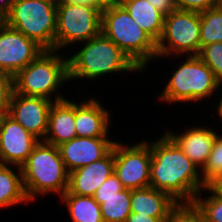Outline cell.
Masks as SVG:
<instances>
[{
  "label": "cell",
  "mask_w": 222,
  "mask_h": 222,
  "mask_svg": "<svg viewBox=\"0 0 222 222\" xmlns=\"http://www.w3.org/2000/svg\"><path fill=\"white\" fill-rule=\"evenodd\" d=\"M198 56L213 71L219 82H222V42L204 46Z\"/></svg>",
  "instance_id": "cell-27"
},
{
  "label": "cell",
  "mask_w": 222,
  "mask_h": 222,
  "mask_svg": "<svg viewBox=\"0 0 222 222\" xmlns=\"http://www.w3.org/2000/svg\"><path fill=\"white\" fill-rule=\"evenodd\" d=\"M189 157V159L199 167L201 170L206 164L211 152L213 142L215 140L216 132L212 128L198 126L194 128H187L178 135L177 133L165 132Z\"/></svg>",
  "instance_id": "cell-17"
},
{
  "label": "cell",
  "mask_w": 222,
  "mask_h": 222,
  "mask_svg": "<svg viewBox=\"0 0 222 222\" xmlns=\"http://www.w3.org/2000/svg\"><path fill=\"white\" fill-rule=\"evenodd\" d=\"M168 217H151L131 212L125 222H165Z\"/></svg>",
  "instance_id": "cell-33"
},
{
  "label": "cell",
  "mask_w": 222,
  "mask_h": 222,
  "mask_svg": "<svg viewBox=\"0 0 222 222\" xmlns=\"http://www.w3.org/2000/svg\"><path fill=\"white\" fill-rule=\"evenodd\" d=\"M219 6L222 8V0H219Z\"/></svg>",
  "instance_id": "cell-39"
},
{
  "label": "cell",
  "mask_w": 222,
  "mask_h": 222,
  "mask_svg": "<svg viewBox=\"0 0 222 222\" xmlns=\"http://www.w3.org/2000/svg\"><path fill=\"white\" fill-rule=\"evenodd\" d=\"M168 193L151 186L131 190V212L151 217H168L178 205Z\"/></svg>",
  "instance_id": "cell-19"
},
{
  "label": "cell",
  "mask_w": 222,
  "mask_h": 222,
  "mask_svg": "<svg viewBox=\"0 0 222 222\" xmlns=\"http://www.w3.org/2000/svg\"><path fill=\"white\" fill-rule=\"evenodd\" d=\"M82 43L85 45L68 57L69 82L81 78L92 81L114 72H141L131 59L102 33Z\"/></svg>",
  "instance_id": "cell-2"
},
{
  "label": "cell",
  "mask_w": 222,
  "mask_h": 222,
  "mask_svg": "<svg viewBox=\"0 0 222 222\" xmlns=\"http://www.w3.org/2000/svg\"><path fill=\"white\" fill-rule=\"evenodd\" d=\"M201 177L205 186H209L218 177L222 176V136L216 134L210 155L201 169Z\"/></svg>",
  "instance_id": "cell-26"
},
{
  "label": "cell",
  "mask_w": 222,
  "mask_h": 222,
  "mask_svg": "<svg viewBox=\"0 0 222 222\" xmlns=\"http://www.w3.org/2000/svg\"><path fill=\"white\" fill-rule=\"evenodd\" d=\"M166 82L157 99L168 104L197 102L210 98L218 90L219 81L198 55H187Z\"/></svg>",
  "instance_id": "cell-6"
},
{
  "label": "cell",
  "mask_w": 222,
  "mask_h": 222,
  "mask_svg": "<svg viewBox=\"0 0 222 222\" xmlns=\"http://www.w3.org/2000/svg\"><path fill=\"white\" fill-rule=\"evenodd\" d=\"M57 50H44L14 76V91L24 96L44 97L51 101L66 99L56 93L69 81L68 57ZM54 95V96H52ZM54 97V100L53 98Z\"/></svg>",
  "instance_id": "cell-5"
},
{
  "label": "cell",
  "mask_w": 222,
  "mask_h": 222,
  "mask_svg": "<svg viewBox=\"0 0 222 222\" xmlns=\"http://www.w3.org/2000/svg\"><path fill=\"white\" fill-rule=\"evenodd\" d=\"M145 141L151 152L150 186L178 203H193L206 187L199 167L166 133L155 141Z\"/></svg>",
  "instance_id": "cell-1"
},
{
  "label": "cell",
  "mask_w": 222,
  "mask_h": 222,
  "mask_svg": "<svg viewBox=\"0 0 222 222\" xmlns=\"http://www.w3.org/2000/svg\"><path fill=\"white\" fill-rule=\"evenodd\" d=\"M116 141L109 137H75L58 146L68 173L104 158Z\"/></svg>",
  "instance_id": "cell-14"
},
{
  "label": "cell",
  "mask_w": 222,
  "mask_h": 222,
  "mask_svg": "<svg viewBox=\"0 0 222 222\" xmlns=\"http://www.w3.org/2000/svg\"><path fill=\"white\" fill-rule=\"evenodd\" d=\"M101 33L113 41L141 70L157 58V43L123 7L102 10Z\"/></svg>",
  "instance_id": "cell-4"
},
{
  "label": "cell",
  "mask_w": 222,
  "mask_h": 222,
  "mask_svg": "<svg viewBox=\"0 0 222 222\" xmlns=\"http://www.w3.org/2000/svg\"><path fill=\"white\" fill-rule=\"evenodd\" d=\"M165 16L171 11L177 10L176 0H147Z\"/></svg>",
  "instance_id": "cell-32"
},
{
  "label": "cell",
  "mask_w": 222,
  "mask_h": 222,
  "mask_svg": "<svg viewBox=\"0 0 222 222\" xmlns=\"http://www.w3.org/2000/svg\"><path fill=\"white\" fill-rule=\"evenodd\" d=\"M123 186L118 177L113 173L104 183L96 190L93 196H110L116 195V192L123 190Z\"/></svg>",
  "instance_id": "cell-31"
},
{
  "label": "cell",
  "mask_w": 222,
  "mask_h": 222,
  "mask_svg": "<svg viewBox=\"0 0 222 222\" xmlns=\"http://www.w3.org/2000/svg\"><path fill=\"white\" fill-rule=\"evenodd\" d=\"M23 186L30 202L38 195L56 193L60 197L68 189L69 173L57 146L39 141L21 166Z\"/></svg>",
  "instance_id": "cell-3"
},
{
  "label": "cell",
  "mask_w": 222,
  "mask_h": 222,
  "mask_svg": "<svg viewBox=\"0 0 222 222\" xmlns=\"http://www.w3.org/2000/svg\"><path fill=\"white\" fill-rule=\"evenodd\" d=\"M167 43V44H166ZM200 53V13L174 10L164 19L163 33L157 42V59Z\"/></svg>",
  "instance_id": "cell-8"
},
{
  "label": "cell",
  "mask_w": 222,
  "mask_h": 222,
  "mask_svg": "<svg viewBox=\"0 0 222 222\" xmlns=\"http://www.w3.org/2000/svg\"><path fill=\"white\" fill-rule=\"evenodd\" d=\"M123 0H97V8L101 11L107 8L122 6Z\"/></svg>",
  "instance_id": "cell-34"
},
{
  "label": "cell",
  "mask_w": 222,
  "mask_h": 222,
  "mask_svg": "<svg viewBox=\"0 0 222 222\" xmlns=\"http://www.w3.org/2000/svg\"><path fill=\"white\" fill-rule=\"evenodd\" d=\"M110 113L100 101L91 98L75 103L77 137H109Z\"/></svg>",
  "instance_id": "cell-16"
},
{
  "label": "cell",
  "mask_w": 222,
  "mask_h": 222,
  "mask_svg": "<svg viewBox=\"0 0 222 222\" xmlns=\"http://www.w3.org/2000/svg\"><path fill=\"white\" fill-rule=\"evenodd\" d=\"M60 201L66 204L73 222H103L100 204L93 196H79L66 191Z\"/></svg>",
  "instance_id": "cell-22"
},
{
  "label": "cell",
  "mask_w": 222,
  "mask_h": 222,
  "mask_svg": "<svg viewBox=\"0 0 222 222\" xmlns=\"http://www.w3.org/2000/svg\"><path fill=\"white\" fill-rule=\"evenodd\" d=\"M102 11L88 5L57 3L55 50L88 41L101 33Z\"/></svg>",
  "instance_id": "cell-9"
},
{
  "label": "cell",
  "mask_w": 222,
  "mask_h": 222,
  "mask_svg": "<svg viewBox=\"0 0 222 222\" xmlns=\"http://www.w3.org/2000/svg\"><path fill=\"white\" fill-rule=\"evenodd\" d=\"M43 51L35 41L0 21V73L14 77Z\"/></svg>",
  "instance_id": "cell-11"
},
{
  "label": "cell",
  "mask_w": 222,
  "mask_h": 222,
  "mask_svg": "<svg viewBox=\"0 0 222 222\" xmlns=\"http://www.w3.org/2000/svg\"><path fill=\"white\" fill-rule=\"evenodd\" d=\"M132 19L157 43L163 33L165 15L147 0H123Z\"/></svg>",
  "instance_id": "cell-20"
},
{
  "label": "cell",
  "mask_w": 222,
  "mask_h": 222,
  "mask_svg": "<svg viewBox=\"0 0 222 222\" xmlns=\"http://www.w3.org/2000/svg\"><path fill=\"white\" fill-rule=\"evenodd\" d=\"M214 42H222V8L220 6L200 13V50Z\"/></svg>",
  "instance_id": "cell-24"
},
{
  "label": "cell",
  "mask_w": 222,
  "mask_h": 222,
  "mask_svg": "<svg viewBox=\"0 0 222 222\" xmlns=\"http://www.w3.org/2000/svg\"><path fill=\"white\" fill-rule=\"evenodd\" d=\"M113 173L114 150L112 149L104 158L70 172L67 191L79 196H93Z\"/></svg>",
  "instance_id": "cell-15"
},
{
  "label": "cell",
  "mask_w": 222,
  "mask_h": 222,
  "mask_svg": "<svg viewBox=\"0 0 222 222\" xmlns=\"http://www.w3.org/2000/svg\"><path fill=\"white\" fill-rule=\"evenodd\" d=\"M100 204L103 222H125L131 214V190L123 189L116 195L93 196Z\"/></svg>",
  "instance_id": "cell-23"
},
{
  "label": "cell",
  "mask_w": 222,
  "mask_h": 222,
  "mask_svg": "<svg viewBox=\"0 0 222 222\" xmlns=\"http://www.w3.org/2000/svg\"><path fill=\"white\" fill-rule=\"evenodd\" d=\"M77 137L75 128V101L63 99L53 102L48 117L44 142L59 146Z\"/></svg>",
  "instance_id": "cell-18"
},
{
  "label": "cell",
  "mask_w": 222,
  "mask_h": 222,
  "mask_svg": "<svg viewBox=\"0 0 222 222\" xmlns=\"http://www.w3.org/2000/svg\"><path fill=\"white\" fill-rule=\"evenodd\" d=\"M57 3H66L73 5H88L91 7H97V0H59Z\"/></svg>",
  "instance_id": "cell-36"
},
{
  "label": "cell",
  "mask_w": 222,
  "mask_h": 222,
  "mask_svg": "<svg viewBox=\"0 0 222 222\" xmlns=\"http://www.w3.org/2000/svg\"><path fill=\"white\" fill-rule=\"evenodd\" d=\"M209 187L222 198V176L218 177L215 181H213Z\"/></svg>",
  "instance_id": "cell-37"
},
{
  "label": "cell",
  "mask_w": 222,
  "mask_h": 222,
  "mask_svg": "<svg viewBox=\"0 0 222 222\" xmlns=\"http://www.w3.org/2000/svg\"><path fill=\"white\" fill-rule=\"evenodd\" d=\"M15 1L16 0H0V21L8 15Z\"/></svg>",
  "instance_id": "cell-35"
},
{
  "label": "cell",
  "mask_w": 222,
  "mask_h": 222,
  "mask_svg": "<svg viewBox=\"0 0 222 222\" xmlns=\"http://www.w3.org/2000/svg\"><path fill=\"white\" fill-rule=\"evenodd\" d=\"M53 102L44 97L24 96L13 91L7 114L29 133L43 141Z\"/></svg>",
  "instance_id": "cell-13"
},
{
  "label": "cell",
  "mask_w": 222,
  "mask_h": 222,
  "mask_svg": "<svg viewBox=\"0 0 222 222\" xmlns=\"http://www.w3.org/2000/svg\"><path fill=\"white\" fill-rule=\"evenodd\" d=\"M56 20V1L16 0L2 21L44 50H55Z\"/></svg>",
  "instance_id": "cell-7"
},
{
  "label": "cell",
  "mask_w": 222,
  "mask_h": 222,
  "mask_svg": "<svg viewBox=\"0 0 222 222\" xmlns=\"http://www.w3.org/2000/svg\"><path fill=\"white\" fill-rule=\"evenodd\" d=\"M222 87V82H219V85H218V90H220V88ZM217 113H218V117H220L222 119V96L219 100V105H217Z\"/></svg>",
  "instance_id": "cell-38"
},
{
  "label": "cell",
  "mask_w": 222,
  "mask_h": 222,
  "mask_svg": "<svg viewBox=\"0 0 222 222\" xmlns=\"http://www.w3.org/2000/svg\"><path fill=\"white\" fill-rule=\"evenodd\" d=\"M165 222H204L200 211L193 203H179Z\"/></svg>",
  "instance_id": "cell-28"
},
{
  "label": "cell",
  "mask_w": 222,
  "mask_h": 222,
  "mask_svg": "<svg viewBox=\"0 0 222 222\" xmlns=\"http://www.w3.org/2000/svg\"><path fill=\"white\" fill-rule=\"evenodd\" d=\"M177 9L201 13L219 6V0H176Z\"/></svg>",
  "instance_id": "cell-30"
},
{
  "label": "cell",
  "mask_w": 222,
  "mask_h": 222,
  "mask_svg": "<svg viewBox=\"0 0 222 222\" xmlns=\"http://www.w3.org/2000/svg\"><path fill=\"white\" fill-rule=\"evenodd\" d=\"M203 191L211 193L206 198L197 195L193 202L194 206L200 211L204 222H222V198L219 197L209 186Z\"/></svg>",
  "instance_id": "cell-25"
},
{
  "label": "cell",
  "mask_w": 222,
  "mask_h": 222,
  "mask_svg": "<svg viewBox=\"0 0 222 222\" xmlns=\"http://www.w3.org/2000/svg\"><path fill=\"white\" fill-rule=\"evenodd\" d=\"M113 150L114 173L123 188L135 190L150 186L151 152L144 139L130 146L115 142Z\"/></svg>",
  "instance_id": "cell-10"
},
{
  "label": "cell",
  "mask_w": 222,
  "mask_h": 222,
  "mask_svg": "<svg viewBox=\"0 0 222 222\" xmlns=\"http://www.w3.org/2000/svg\"><path fill=\"white\" fill-rule=\"evenodd\" d=\"M14 91V77L0 73V116L7 113Z\"/></svg>",
  "instance_id": "cell-29"
},
{
  "label": "cell",
  "mask_w": 222,
  "mask_h": 222,
  "mask_svg": "<svg viewBox=\"0 0 222 222\" xmlns=\"http://www.w3.org/2000/svg\"><path fill=\"white\" fill-rule=\"evenodd\" d=\"M39 141L7 113L0 116L2 164L21 167Z\"/></svg>",
  "instance_id": "cell-12"
},
{
  "label": "cell",
  "mask_w": 222,
  "mask_h": 222,
  "mask_svg": "<svg viewBox=\"0 0 222 222\" xmlns=\"http://www.w3.org/2000/svg\"><path fill=\"white\" fill-rule=\"evenodd\" d=\"M17 172L12 170V165H0V208H7L20 203L29 202L24 186L21 167Z\"/></svg>",
  "instance_id": "cell-21"
}]
</instances>
